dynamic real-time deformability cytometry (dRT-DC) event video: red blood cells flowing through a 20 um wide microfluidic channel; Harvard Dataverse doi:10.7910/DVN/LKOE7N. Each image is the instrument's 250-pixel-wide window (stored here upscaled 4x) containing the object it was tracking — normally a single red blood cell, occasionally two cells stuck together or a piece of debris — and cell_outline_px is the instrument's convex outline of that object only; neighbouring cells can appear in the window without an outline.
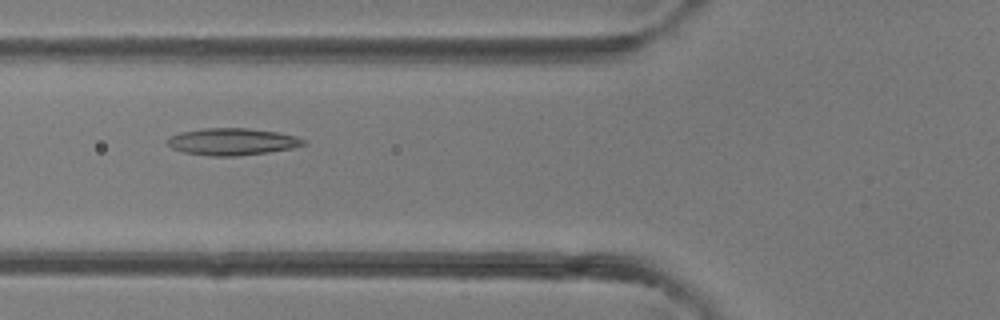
{"species": "common noctule bat (a hibernating species)", "species_latin": "Nyctalus noctula", "temperature_condition": "room temperature", "stored_images_in_passage": 37, "camera_frame_rate_fps": 3000, "um_per_image_px": 0.085, "animal": {"sex": "female"}, "frame": {"image": 1, "passage_image": 15, "time_ms": 4.667, "image_size_px": [1000, 320], "cell_outline_px": [[308, 144], [292, 148], [268, 152], [236, 156], [208, 156], [184, 152], [172, 148], [164, 140], [168, 136], [180, 132], [204, 128], [248, 128], [280, 132], [296, 136], [304, 140]], "centroid_in_image_um": [19.72, 12.03], "position_along_channel_um": 106.1, "area_um2": 21.62}}
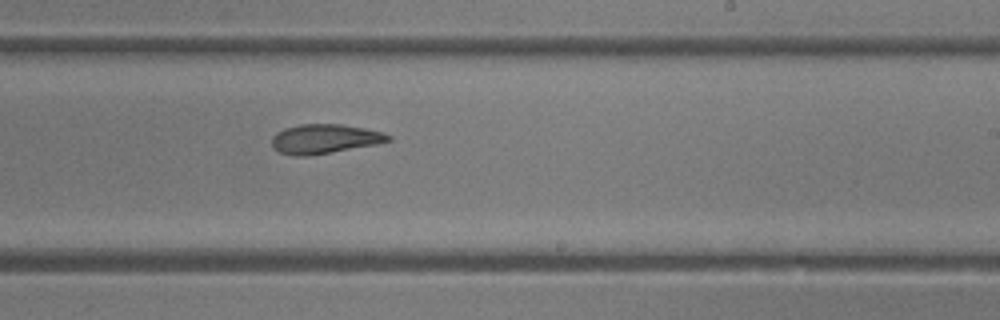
{"frame": {"image": 2, "passage_image": 24, "time_ms": 7.667, "image_size_px": [1000, 320], "cell_outline_px": [[392, 140], [376, 144], [304, 156], [296, 156], [280, 152], [272, 144], [272, 136], [276, 132], [284, 128], [300, 124], [340, 124], [364, 128], [380, 132], [392, 136]], "centroid_in_image_um": [27.57, 11.79], "position_along_channel_um": 261.4, "area_um2": 19.54}}
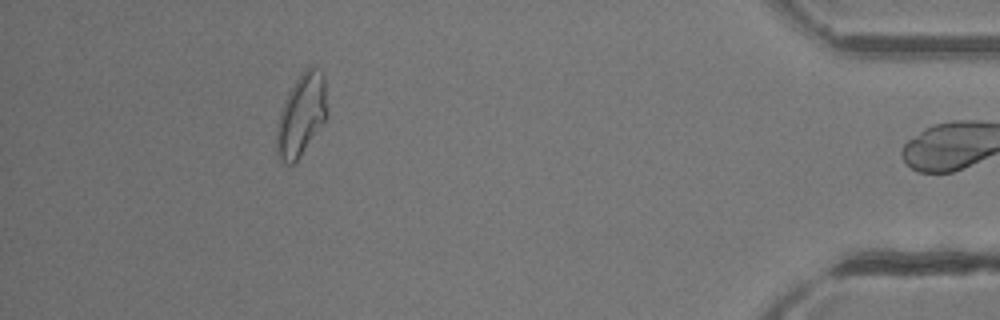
{"frame": {"image": 3, "passage_image": 36, "time_ms": 11.667, "image_size_px": [1000, 320], "cell_outline_px": [[324, 120], [296, 164], [288, 164], [280, 160], [276, 152], [276, 128], [280, 112], [284, 100], [288, 92], [300, 72], [308, 64], [324, 72]], "centroid_in_image_um": [25.55, 9.77], "position_along_channel_um": 409.6, "area_um2": 23.87}}